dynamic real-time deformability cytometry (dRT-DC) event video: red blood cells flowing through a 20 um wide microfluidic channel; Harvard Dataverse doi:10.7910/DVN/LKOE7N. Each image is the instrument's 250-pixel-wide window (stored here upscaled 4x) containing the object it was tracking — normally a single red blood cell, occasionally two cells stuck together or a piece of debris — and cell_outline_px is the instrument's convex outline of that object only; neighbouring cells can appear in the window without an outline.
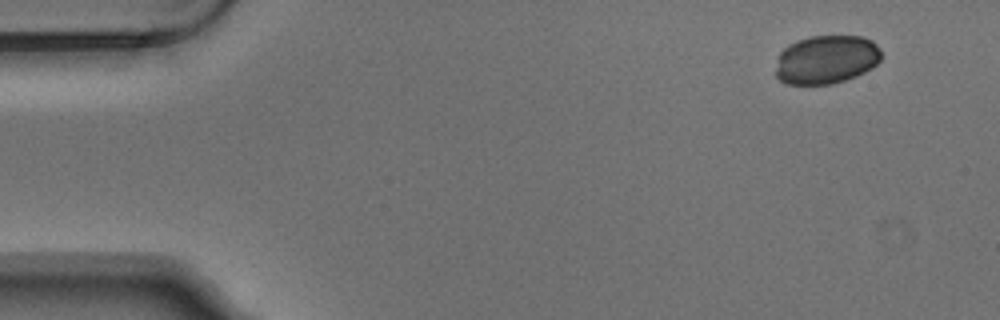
{"species": "Egyptian fruit bat (a non-hibernating species)", "species_latin": "Rousettus aegyptiacus", "temperature_condition": "warm", "stored_images_in_passage": 3, "camera_frame_rate_fps": 3000, "um_per_image_px": 0.085, "animal": {"sex": "male"}, "frame": {"image": 1, "passage_image": 1, "time_ms": 0.0, "image_size_px": [1000, 320], "cell_outline_px": [[880, 60], [872, 68], [856, 76], [832, 84], [788, 84], [780, 80], [776, 76], [776, 68], [780, 52], [788, 44], [796, 40], [808, 36], [860, 36], [872, 40], [880, 48]], "centroid_in_image_um": [70.23, 5.05], "position_along_channel_um": 14.8, "area_um2": 30.0}}
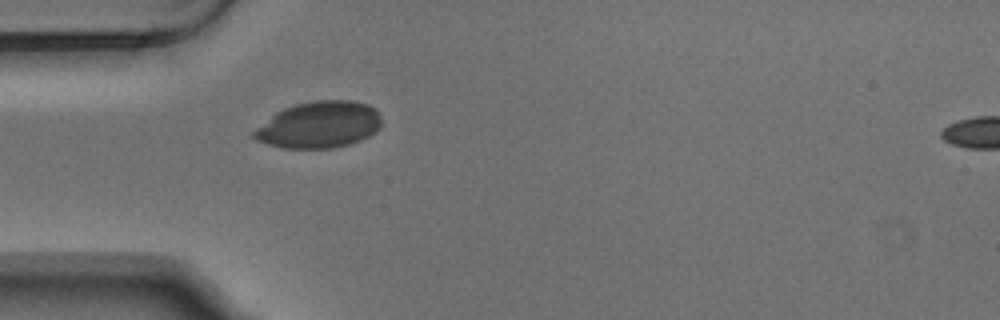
{"frame": {"image": 2, "passage_image": 3, "time_ms": 0.667, "image_size_px": [1000, 320], "cell_outline_px": [[380, 128], [376, 132], [360, 140], [348, 144], [332, 148], [284, 148], [268, 144], [256, 140], [252, 136], [252, 132], [256, 128], [276, 112], [284, 108], [296, 104], [316, 100], [352, 100], [368, 104], [376, 108], [380, 116]], "centroid_in_image_um": [27.14, 10.6], "position_along_channel_um": 57.9, "area_um2": 34.62}}